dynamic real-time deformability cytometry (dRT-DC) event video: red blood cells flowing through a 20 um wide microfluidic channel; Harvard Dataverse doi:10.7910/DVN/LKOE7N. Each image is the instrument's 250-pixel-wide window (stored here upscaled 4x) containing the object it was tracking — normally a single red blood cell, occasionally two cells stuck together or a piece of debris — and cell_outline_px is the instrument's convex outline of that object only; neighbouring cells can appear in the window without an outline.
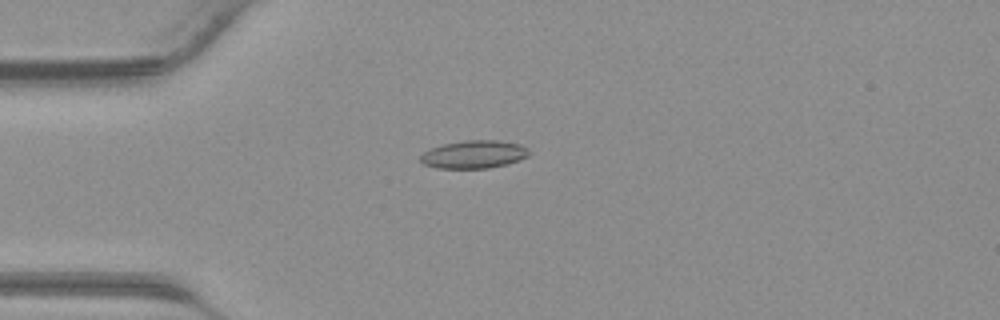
{"species": "common noctule bat (a hibernating species)", "species_latin": "Nyctalus noctula", "temperature_condition": "warm", "stored_images_in_passage": 37, "camera_frame_rate_fps": 3000, "um_per_image_px": 0.085, "animal": {"sex": "male", "body_mass_g": 23.1, "forearm_length_mm": 52.7}, "frame": {"image": 1, "passage_image": 7, "time_ms": 2.0, "image_size_px": [1000, 320], "cell_outline_px": [[528, 156], [520, 160], [508, 164], [488, 168], [436, 168], [424, 164], [420, 160], [420, 156], [424, 152], [432, 148], [444, 144], [464, 140], [496, 140], [520, 144], [528, 148]], "centroid_in_image_um": [40.3, 13.12], "position_along_channel_um": 44.7, "area_um2": 17.63}}
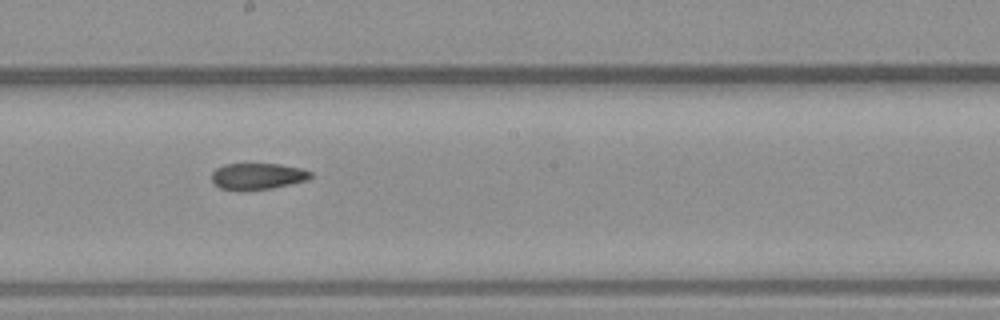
{"frame": {"image": 2, "passage_image": 19, "time_ms": 6.0, "image_size_px": [1000, 320], "cell_outline_px": [[312, 176], [308, 180], [272, 188], [220, 188], [212, 184], [212, 172], [216, 168], [224, 164], [280, 164], [300, 168], [312, 172]], "centroid_in_image_um": [21.91, 14.95], "position_along_channel_um": 226.3, "area_um2": 14.8}}
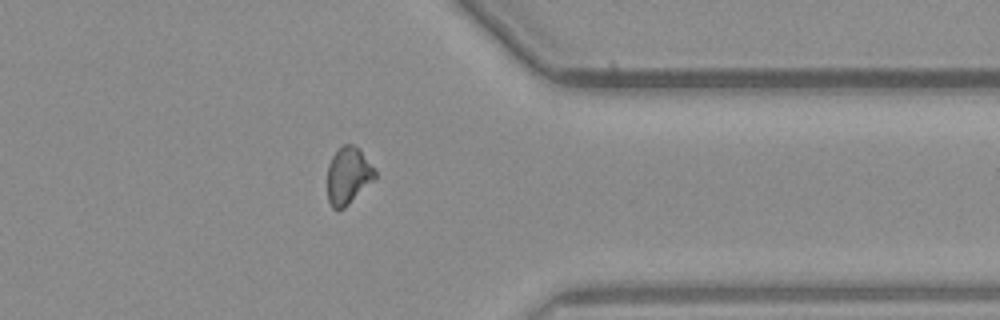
{"frame": {"image": 3, "passage_image": 29, "time_ms": 9.333, "image_size_px": [1000, 320], "cell_outline_px": [[376, 176], [344, 208], [332, 208], [328, 200], [328, 164], [332, 156], [344, 144], [352, 144], [360, 148], [376, 168]], "centroid_in_image_um": [29.61, 14.88], "position_along_channel_um": 381.8, "area_um2": 15.66}}